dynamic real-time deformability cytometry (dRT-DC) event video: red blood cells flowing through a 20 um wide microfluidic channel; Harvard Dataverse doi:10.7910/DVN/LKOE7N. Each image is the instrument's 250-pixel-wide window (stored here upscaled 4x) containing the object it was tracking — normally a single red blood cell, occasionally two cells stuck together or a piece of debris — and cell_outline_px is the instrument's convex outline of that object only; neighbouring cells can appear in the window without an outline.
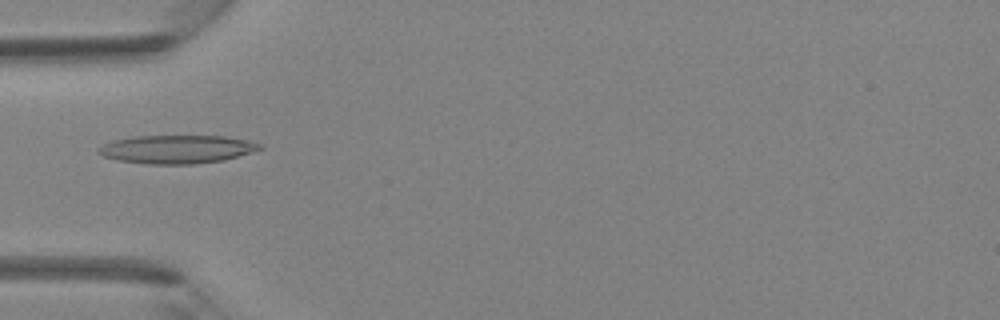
{"species": "Egyptian fruit bat (a non-hibernating species)", "species_latin": "Rousettus aegyptiacus", "temperature_condition": "room temperature", "stored_images_in_passage": 32, "camera_frame_rate_fps": 3000, "um_per_image_px": 0.085, "animal": {"sex": "female"}, "frame": {"image": 1, "passage_image": 4, "time_ms": 1.0, "image_size_px": [1000, 320], "cell_outline_px": [[264, 148], [252, 152], [224, 160], [192, 164], [148, 164], [120, 160], [104, 156], [96, 152], [96, 148], [112, 140], [136, 136], [224, 136], [248, 140], [260, 144]], "centroid_in_image_um": [15.03, 12.68], "position_along_channel_um": 70.0, "area_um2": 26.59}}
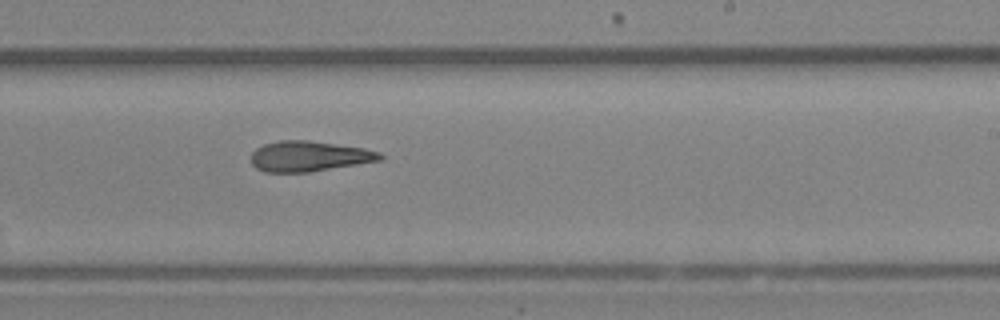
{"frame": {"image": 2, "passage_image": 16, "time_ms": 5.0, "image_size_px": [1000, 320], "cell_outline_px": [[384, 156], [380, 160], [308, 172], [264, 172], [256, 168], [252, 164], [252, 152], [256, 148], [264, 144], [280, 140], [308, 140], [364, 148], [380, 152]], "centroid_in_image_um": [26.24, 13.27], "position_along_channel_um": 262.8, "area_um2": 22.66}}
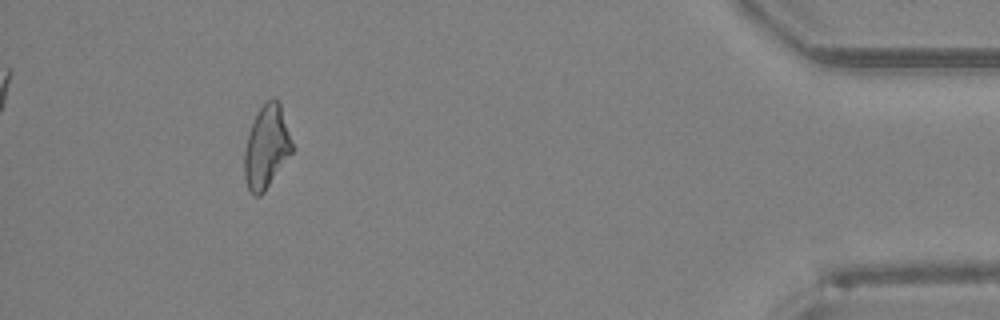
{"frame": {"image": 3, "passage_image": 29, "time_ms": 9.333, "image_size_px": [1000, 320], "cell_outline_px": [[292, 152], [264, 192], [260, 196], [252, 196], [248, 188], [244, 176], [244, 152], [248, 136], [252, 124], [260, 108], [268, 100], [280, 100], [292, 144]], "centroid_in_image_um": [22.64, 12.53], "position_along_channel_um": 412.6, "area_um2": 22.66}}